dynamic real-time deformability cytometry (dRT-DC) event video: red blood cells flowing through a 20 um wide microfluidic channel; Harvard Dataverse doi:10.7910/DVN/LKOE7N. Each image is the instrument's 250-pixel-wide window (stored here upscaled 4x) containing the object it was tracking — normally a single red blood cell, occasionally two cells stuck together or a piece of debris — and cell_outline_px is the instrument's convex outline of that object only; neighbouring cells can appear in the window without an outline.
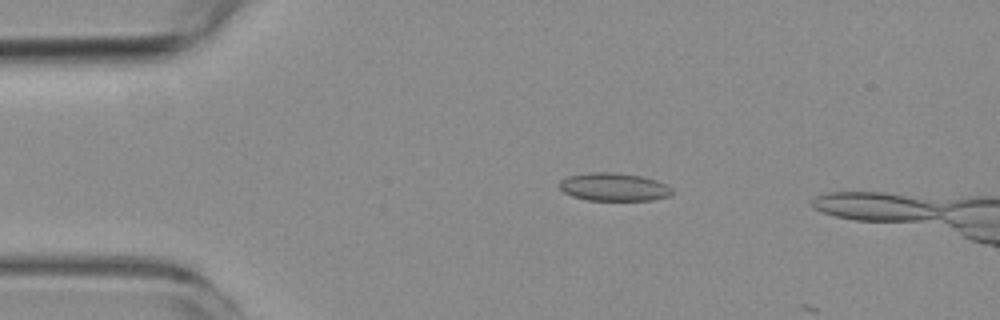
{"species": "common noctule bat (a hibernating species)", "species_latin": "Nyctalus noctula", "temperature_condition": "room temperature", "stored_images_in_passage": 3, "camera_frame_rate_fps": 3000, "um_per_image_px": 0.085, "animal": {"sex": "female", "body_mass_g": 19.3, "forearm_length_mm": 54.1}, "frame": {"image": 1, "passage_image": 2, "time_ms": 1.333, "image_size_px": [1000, 320], "cell_outline_px": [[672, 192], [668, 196], [652, 200], [588, 200], [572, 196], [564, 192], [560, 188], [560, 180], [568, 176], [592, 172], [616, 172], [640, 176], [656, 180], [672, 188]], "centroid_in_image_um": [52.16, 15.89], "position_along_channel_um": 32.8, "area_um2": 18.26}}